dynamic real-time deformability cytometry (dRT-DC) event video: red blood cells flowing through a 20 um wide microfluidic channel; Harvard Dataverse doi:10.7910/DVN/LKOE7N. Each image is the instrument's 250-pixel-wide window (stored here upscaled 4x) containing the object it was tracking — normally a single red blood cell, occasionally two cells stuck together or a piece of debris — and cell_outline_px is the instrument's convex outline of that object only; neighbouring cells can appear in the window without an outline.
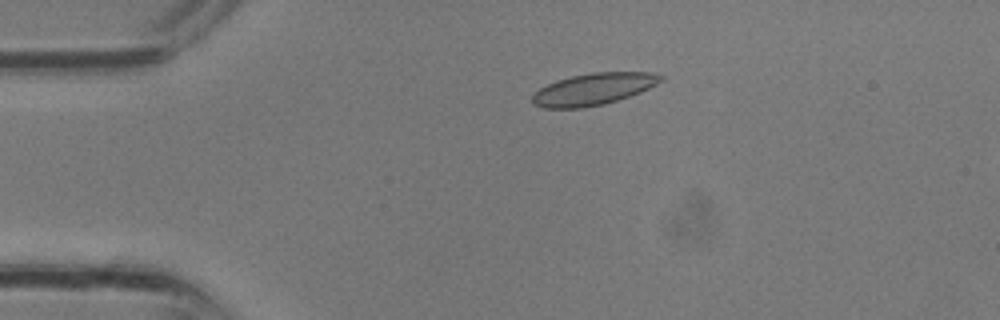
{"species": "common noctule bat (a hibernating species)", "species_latin": "Nyctalus noctula", "temperature_condition": "room temperature", "stored_images_in_passage": 3, "camera_frame_rate_fps": 3000, "um_per_image_px": 0.085, "animal": {"sex": "male", "body_mass_g": 13.3}, "frame": {"image": 1, "passage_image": 2, "time_ms": 0.333, "image_size_px": [1000, 320], "cell_outline_px": [[664, 80], [640, 92], [604, 104], [580, 108], [544, 108], [532, 104], [532, 96], [540, 88], [556, 80], [572, 76], [592, 72], [652, 72], [664, 76]], "centroid_in_image_um": [50.44, 7.57], "position_along_channel_um": 34.6, "area_um2": 23.7}}